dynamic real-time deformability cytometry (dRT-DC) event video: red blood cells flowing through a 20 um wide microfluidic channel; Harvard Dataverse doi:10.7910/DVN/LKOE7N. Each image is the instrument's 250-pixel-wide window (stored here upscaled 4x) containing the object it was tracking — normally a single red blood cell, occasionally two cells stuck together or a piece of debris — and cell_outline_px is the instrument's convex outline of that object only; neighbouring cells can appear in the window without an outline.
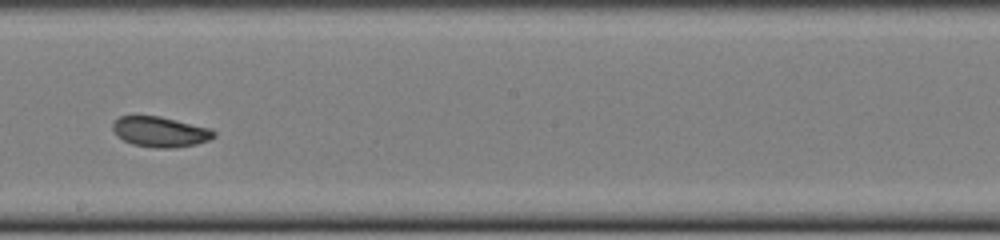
{"species": "common noctule bat (a hibernating species)", "species_latin": "Nyctalus noctula", "temperature_condition": "cold", "stored_images_in_passage": 40, "camera_frame_rate_fps": 3000, "um_per_image_px": 0.085, "animal": {"sex": "female", "body_mass_g": 22.0, "forearm_length_mm": 56.7}, "frame": {"image": 1, "passage_image": 18, "time_ms": 5.667, "image_size_px": [1000, 240], "cell_outline_px": [[216, 136], [208, 140], [196, 144], [172, 148], [156, 148], [132, 144], [116, 136], [112, 128], [112, 124], [120, 116], [160, 116], [208, 128], [216, 132]], "centroid_in_image_um": [13.59, 11.21], "position_along_channel_um": 234.6, "area_um2": 17.74}, "authors_computed_cell_mechanics": {"area_um2": 18.3515, "velocity_mm_per_s": 3.8702, "shape_relaxation_time_tau1_ms": 2.8376, "shape_relaxation_time_tau2_ms": 1.8103, "deformation_change_tau1": 0.1156, "deformation_change_tau2": 0.0744}}